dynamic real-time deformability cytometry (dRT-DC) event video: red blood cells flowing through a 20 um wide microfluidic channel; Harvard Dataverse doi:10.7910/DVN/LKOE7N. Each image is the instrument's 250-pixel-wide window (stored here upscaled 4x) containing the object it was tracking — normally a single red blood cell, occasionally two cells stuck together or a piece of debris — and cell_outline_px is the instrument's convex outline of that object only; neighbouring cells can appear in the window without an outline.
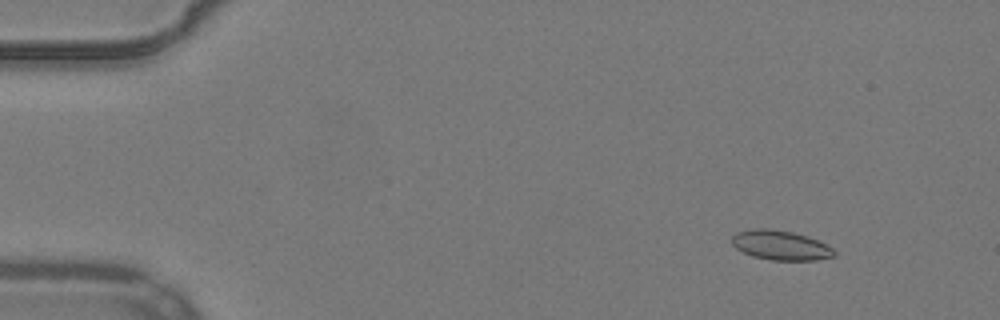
{"species": "common noctule bat (a hibernating species)", "species_latin": "Nyctalus noctula", "temperature_condition": "warm", "stored_images_in_passage": 15, "camera_frame_rate_fps": 3000, "um_per_image_px": 0.085, "animal": {"sex": "male", "body_mass_g": 19.2, "forearm_length_mm": 51.8}, "frame": {"image": 1, "passage_image": 7, "time_ms": 2.0, "image_size_px": [1000, 320], "cell_outline_px": [[836, 256], [816, 260], [772, 260], [752, 256], [736, 248], [732, 244], [732, 236], [736, 232], [752, 228], [768, 228], [792, 232], [808, 236], [832, 248], [836, 252]], "centroid_in_image_um": [66.33, 20.84], "position_along_channel_um": 18.7, "area_um2": 17.63}}